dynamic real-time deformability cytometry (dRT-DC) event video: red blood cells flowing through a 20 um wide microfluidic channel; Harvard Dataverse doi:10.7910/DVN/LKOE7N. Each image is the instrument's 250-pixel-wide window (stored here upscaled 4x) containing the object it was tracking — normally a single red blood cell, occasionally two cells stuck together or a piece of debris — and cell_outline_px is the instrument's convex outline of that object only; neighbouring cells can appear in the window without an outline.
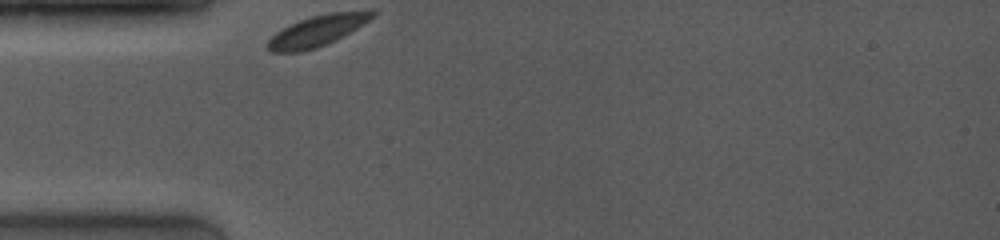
{"species": "common noctule bat (a hibernating species)", "species_latin": "Nyctalus noctula", "temperature_condition": "room temperature", "stored_images_in_passage": 1, "camera_frame_rate_fps": 4000, "um_per_image_px": 0.085, "animal": {"sex": "female", "body_mass_g": 19.0, "forearm_length_mm": 53.3}, "frame": {"image": 1, "passage_image": 1, "time_ms": 0.0, "image_size_px": [1000, 240], "cell_outline_px": [[376, 12], [368, 20], [356, 28], [336, 40], [316, 48], [300, 52], [272, 52], [268, 48], [268, 40], [276, 32], [300, 20], [312, 16], [328, 12]], "centroid_in_image_um": [26.89, 2.65], "position_along_channel_um": 58.1, "area_um2": 18.09}}